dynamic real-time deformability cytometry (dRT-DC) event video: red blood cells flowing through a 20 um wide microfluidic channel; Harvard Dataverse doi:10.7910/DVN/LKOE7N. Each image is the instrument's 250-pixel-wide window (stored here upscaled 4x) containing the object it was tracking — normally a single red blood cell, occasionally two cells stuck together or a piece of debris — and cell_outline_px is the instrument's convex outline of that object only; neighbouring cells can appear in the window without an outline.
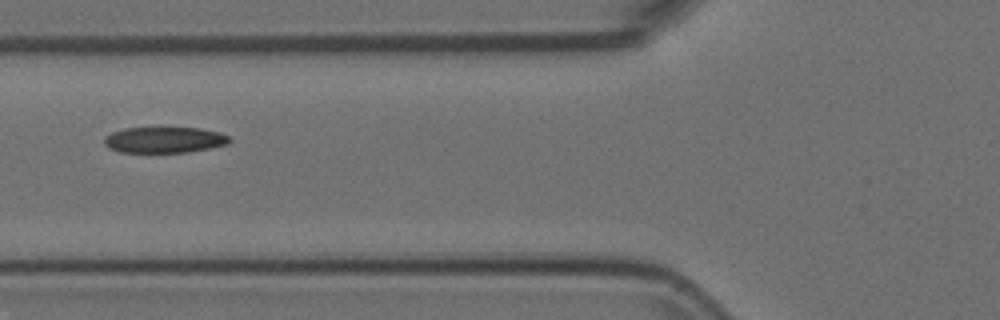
{"species": "Egyptian fruit bat (a non-hibernating species)", "species_latin": "Rousettus aegyptiacus", "temperature_condition": "room temperature", "stored_images_in_passage": 5, "camera_frame_rate_fps": 3000, "um_per_image_px": 0.085, "animal": {"sex": "female"}, "frame": {"image": 1, "passage_image": 5, "time_ms": 1.333, "image_size_px": [1000, 320], "cell_outline_px": [[232, 140], [228, 144], [188, 152], [120, 152], [108, 148], [104, 144], [104, 136], [112, 132], [124, 128], [152, 124], [160, 124], [200, 128], [220, 132], [228, 136]], "centroid_in_image_um": [13.93, 11.82], "position_along_channel_um": 111.9, "area_um2": 20.17}}